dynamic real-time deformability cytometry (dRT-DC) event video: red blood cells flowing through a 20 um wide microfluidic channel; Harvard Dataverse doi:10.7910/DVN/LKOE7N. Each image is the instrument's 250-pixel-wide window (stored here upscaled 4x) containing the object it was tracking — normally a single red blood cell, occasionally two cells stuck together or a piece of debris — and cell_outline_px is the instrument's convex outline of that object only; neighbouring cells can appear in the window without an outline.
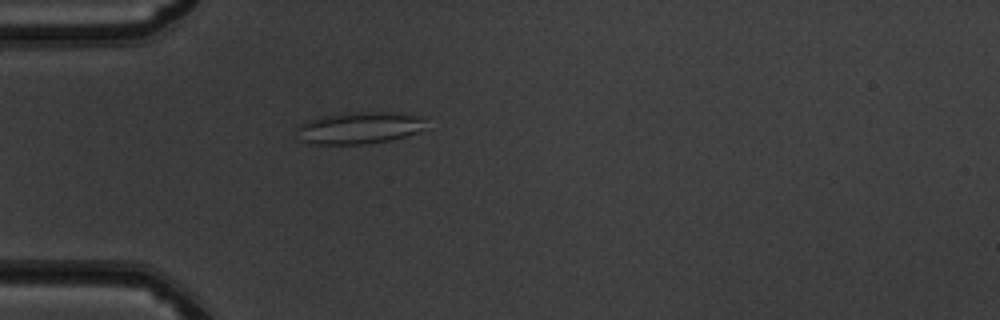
{"species": "common noctule bat (a hibernating species)", "species_latin": "Nyctalus noctula", "temperature_condition": "warm", "stored_images_in_passage": 50, "camera_frame_rate_fps": 3000, "um_per_image_px": 0.085, "animal": {"sex": "male", "body_mass_g": 19.5, "forearm_length_mm": 54.6}, "frame": {"image": 1, "passage_image": 15, "time_ms": 4.667, "image_size_px": [1000, 320], "cell_outline_px": [[424, 128], [416, 132], [404, 136], [388, 140], [364, 144], [312, 144], [300, 140], [296, 128], [300, 124], [320, 116], [344, 112], [392, 112], [424, 116]], "centroid_in_image_um": [30.51, 10.85], "position_along_channel_um": 54.5, "area_um2": 24.04}}
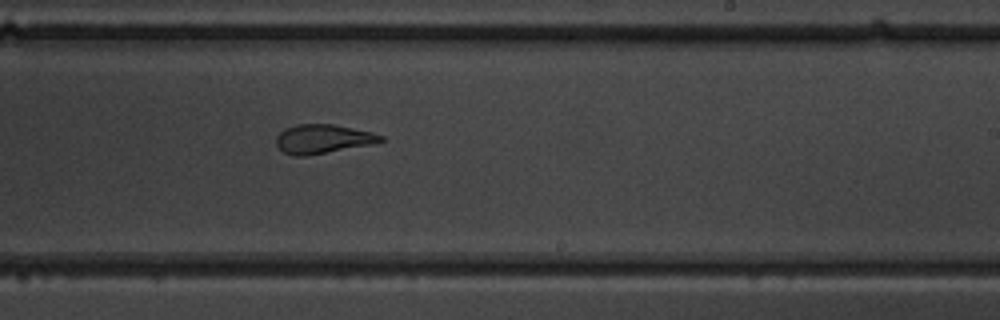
{"frame": {"image": 2, "passage_image": 31, "time_ms": 10.0, "image_size_px": [1000, 320], "cell_outline_px": [[388, 140], [376, 144], [308, 156], [296, 156], [284, 152], [276, 144], [276, 136], [284, 128], [296, 124], [332, 124], [372, 132], [384, 136]], "centroid_in_image_um": [27.5, 11.82], "position_along_channel_um": 261.5, "area_um2": 18.03}}
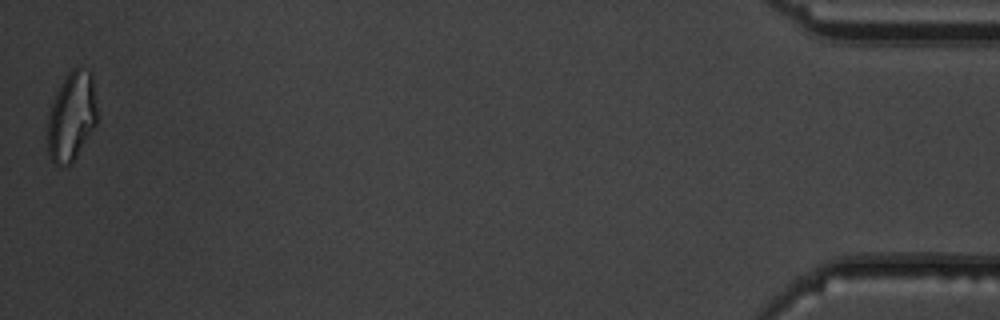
{"frame": {"image": 3, "passage_image": 50, "time_ms": 16.333, "image_size_px": [1000, 320], "cell_outline_px": [[96, 124], [72, 164], [60, 168], [52, 164], [48, 152], [48, 116], [52, 104], [60, 84], [64, 76], [72, 68], [80, 64], [88, 68], [92, 72], [96, 108]], "centroid_in_image_um": [6.08, 9.89], "position_along_channel_um": 429.1, "area_um2": 26.18}, "authors_computed_cell_mechanics": {"area_um2": 21.3571, "velocity_mm_per_s": 4.0555, "shape_relaxation_time_tau1_ms": null, "shape_relaxation_time_tau2_ms": 2.4029, "deformation_change_tau1": null, "deformation_change_tau2": 0.1037}}